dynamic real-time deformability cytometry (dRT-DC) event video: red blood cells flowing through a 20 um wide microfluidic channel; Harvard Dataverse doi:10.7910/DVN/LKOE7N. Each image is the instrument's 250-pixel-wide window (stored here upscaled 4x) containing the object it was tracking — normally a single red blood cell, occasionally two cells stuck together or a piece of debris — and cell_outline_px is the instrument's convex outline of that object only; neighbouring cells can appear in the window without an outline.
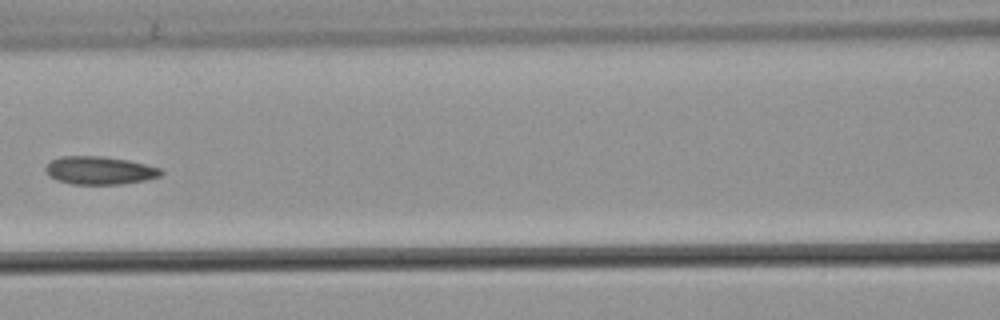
{"species": "common noctule bat (a hibernating species)", "species_latin": "Nyctalus noctula", "temperature_condition": "warm", "stored_images_in_passage": 8, "camera_frame_rate_fps": 3000, "um_per_image_px": 0.085, "animal": {"sex": "male", "body_mass_g": 21.5, "forearm_length_mm": 52.0}, "frame": {"image": 1, "passage_image": 8, "time_ms": 2.333, "image_size_px": [1000, 320], "cell_outline_px": [[164, 172], [160, 176], [144, 180], [120, 184], [72, 184], [56, 180], [48, 176], [44, 168], [52, 160], [60, 156], [104, 156], [128, 160], [160, 168]], "centroid_in_image_um": [8.44, 14.48], "position_along_channel_um": 158.2, "area_um2": 18.84}}